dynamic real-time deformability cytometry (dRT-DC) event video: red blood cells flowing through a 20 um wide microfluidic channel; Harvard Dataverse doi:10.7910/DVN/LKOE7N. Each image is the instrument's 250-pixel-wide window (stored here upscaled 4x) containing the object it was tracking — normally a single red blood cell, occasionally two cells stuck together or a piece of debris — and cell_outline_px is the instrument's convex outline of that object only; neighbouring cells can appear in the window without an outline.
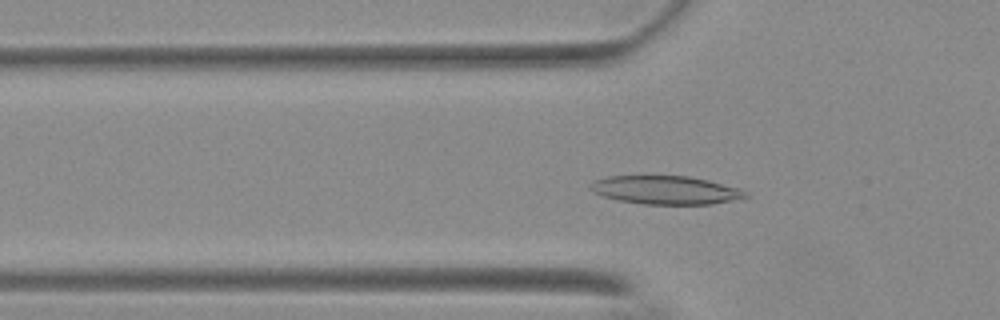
{"species": "Egyptian fruit bat (a non-hibernating species)", "species_latin": "Rousettus aegyptiacus", "temperature_condition": "warm", "stored_images_in_passage": 48, "camera_frame_rate_fps": 3000, "um_per_image_px": 0.085, "animal": {"sex": "female"}, "frame": {"image": 1, "passage_image": 11, "time_ms": 3.333, "image_size_px": [1000, 320], "cell_outline_px": [[752, 196], [744, 200], [712, 204], [644, 204], [616, 200], [592, 192], [588, 188], [588, 184], [592, 180], [608, 176], [688, 176], [708, 180], [740, 188], [748, 192]], "centroid_in_image_um": [56.64, 16.16], "position_along_channel_um": 69.2, "area_um2": 26.3}}
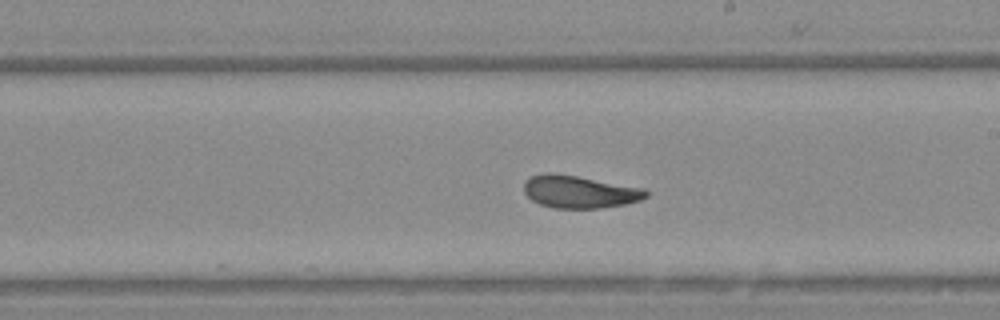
{"frame": {"image": 2, "passage_image": 25, "time_ms": 8.0, "image_size_px": [1000, 320], "cell_outline_px": [[648, 196], [640, 200], [624, 204], [600, 208], [552, 208], [540, 204], [532, 200], [524, 192], [524, 184], [532, 176], [576, 176], [644, 188], [648, 192]], "centroid_in_image_um": [49.33, 16.35], "position_along_channel_um": 239.7, "area_um2": 22.25}}
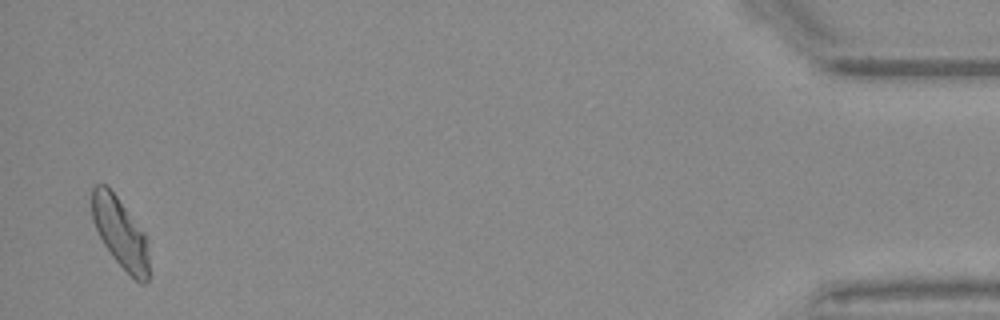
{"frame": {"image": 3, "passage_image": 47, "time_ms": 15.333, "image_size_px": [1000, 320], "cell_outline_px": [[148, 280], [144, 284], [140, 284], [112, 256], [104, 244], [92, 220], [92, 188], [96, 184], [104, 184], [116, 196], [148, 236]], "centroid_in_image_um": [10.25, 19.8], "position_along_channel_um": 425.0, "area_um2": 23.12}, "authors_computed_cell_mechanics": {"area_um2": 23.5246, "velocity_mm_per_s": 3.6738, "shape_relaxation_time_tau1_ms": 5.2461, "shape_relaxation_time_tau2_ms": 1.311, "deformation_change_tau1": 0.1513, "deformation_change_tau2": 0.0722}}